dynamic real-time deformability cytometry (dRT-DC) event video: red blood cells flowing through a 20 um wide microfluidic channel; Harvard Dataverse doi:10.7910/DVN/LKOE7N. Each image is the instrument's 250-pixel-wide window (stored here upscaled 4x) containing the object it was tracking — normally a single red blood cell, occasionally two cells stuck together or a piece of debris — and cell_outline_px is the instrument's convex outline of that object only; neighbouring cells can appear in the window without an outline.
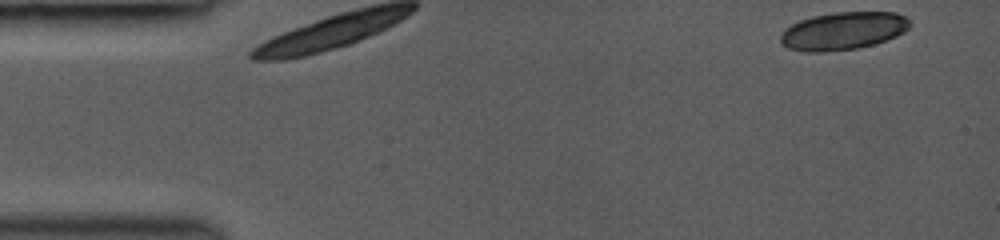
{"species": "common noctule bat (a hibernating species)", "species_latin": "Nyctalus noctula", "temperature_condition": "room temperature", "stored_images_in_passage": 8, "camera_frame_rate_fps": 3000, "um_per_image_px": 0.085, "animal": {"sex": "female", "body_mass_g": 19.0, "forearm_length_mm": 53.3}, "frame": {"image": 1, "passage_image": 1, "time_ms": 0.0, "image_size_px": [1000, 240], "cell_outline_px": [[912, 24], [904, 32], [896, 36], [872, 44], [856, 48], [820, 52], [804, 52], [788, 48], [780, 40], [780, 32], [784, 28], [800, 20], [812, 16], [836, 12], [896, 12], [904, 16]], "centroid_in_image_um": [71.64, 2.62], "position_along_channel_um": 13.4, "area_um2": 28.38}}